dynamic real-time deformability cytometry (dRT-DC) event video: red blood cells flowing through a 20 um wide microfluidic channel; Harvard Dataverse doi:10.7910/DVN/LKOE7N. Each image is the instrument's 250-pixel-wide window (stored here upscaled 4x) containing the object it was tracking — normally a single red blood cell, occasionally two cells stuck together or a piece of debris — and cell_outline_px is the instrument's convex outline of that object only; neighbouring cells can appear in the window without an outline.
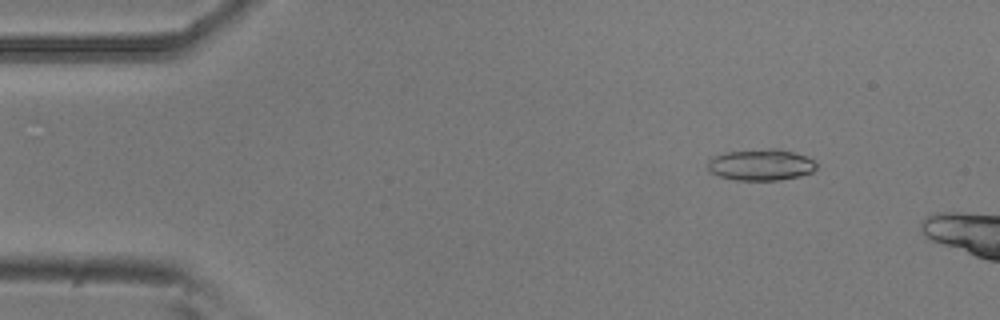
{"species": "common noctule bat (a hibernating species)", "species_latin": "Nyctalus noctula", "temperature_condition": "room temperature", "stored_images_in_passage": 12, "camera_frame_rate_fps": 3000, "um_per_image_px": 0.085, "animal": {"sex": "male", "body_mass_g": 20.5, "forearm_length_mm": 52.5}, "frame": {"image": 1, "passage_image": 7, "time_ms": 2.0, "image_size_px": [1000, 320], "cell_outline_px": [[816, 168], [812, 172], [800, 176], [780, 180], [736, 180], [720, 176], [708, 172], [708, 160], [712, 156], [728, 152], [768, 148], [776, 148], [792, 152], [816, 160]], "centroid_in_image_um": [64.67, 14.01], "position_along_channel_um": 20.3, "area_um2": 19.94}}